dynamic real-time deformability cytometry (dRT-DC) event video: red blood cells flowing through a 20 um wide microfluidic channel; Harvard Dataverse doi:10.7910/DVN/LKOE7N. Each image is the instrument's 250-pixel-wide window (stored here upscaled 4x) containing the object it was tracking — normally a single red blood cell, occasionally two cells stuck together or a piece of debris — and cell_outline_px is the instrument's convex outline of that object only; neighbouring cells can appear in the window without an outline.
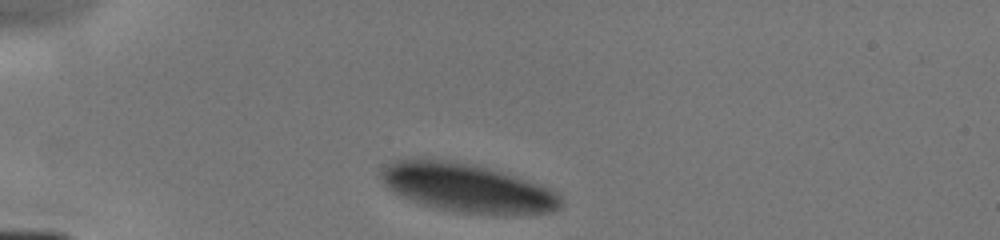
{"species": "human", "species_latin": "Homo sapiens", "temperature_condition": "cold", "stored_images_in_passage": 3, "camera_frame_rate_fps": 3000, "um_per_image_px": 0.085, "donor": {"sex": "male"}, "frame": {"image": 1, "passage_image": 1, "time_ms": 0.0, "image_size_px": [1000, 240], "cell_outline_px": [[560, 208], [552, 212], [504, 216], [456, 212], [436, 208], [420, 204], [392, 192], [380, 180], [380, 176], [384, 168], [388, 164], [396, 160], [444, 160], [472, 164], [516, 176], [548, 188], [560, 196]], "centroid_in_image_um": [39.72, 16.01], "position_along_channel_um": 45.3, "area_um2": 50.75}}